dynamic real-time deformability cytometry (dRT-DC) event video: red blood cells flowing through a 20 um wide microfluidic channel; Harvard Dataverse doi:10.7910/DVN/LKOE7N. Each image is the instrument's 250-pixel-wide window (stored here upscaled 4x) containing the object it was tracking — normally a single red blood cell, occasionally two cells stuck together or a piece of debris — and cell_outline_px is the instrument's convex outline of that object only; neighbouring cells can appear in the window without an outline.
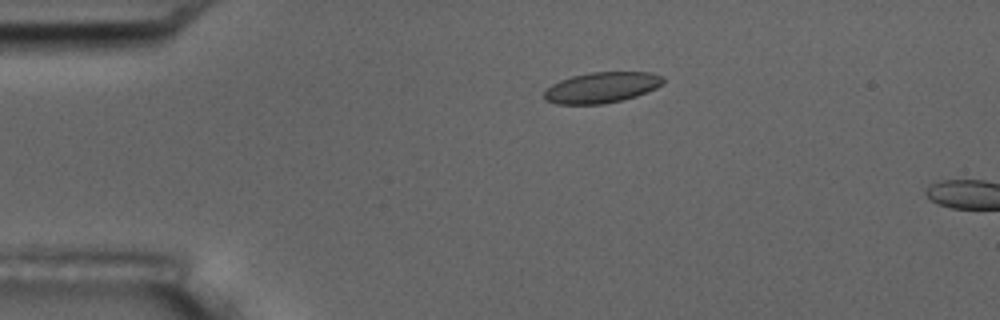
{"species": "common noctule bat (a hibernating species)", "species_latin": "Nyctalus noctula", "temperature_condition": "room temperature", "stored_images_in_passage": 4, "camera_frame_rate_fps": 3000, "um_per_image_px": 0.085, "animal": {"sex": "male", "body_mass_g": 17.5, "forearm_length_mm": 52.3}, "frame": {"image": 1, "passage_image": 3, "time_ms": 3.333, "image_size_px": [1000, 320], "cell_outline_px": [[664, 84], [656, 88], [636, 96], [604, 104], [556, 104], [544, 100], [544, 92], [552, 84], [560, 80], [572, 76], [592, 72], [652, 72], [664, 76]], "centroid_in_image_um": [51.16, 7.43], "position_along_channel_um": 33.8, "area_um2": 21.39}}